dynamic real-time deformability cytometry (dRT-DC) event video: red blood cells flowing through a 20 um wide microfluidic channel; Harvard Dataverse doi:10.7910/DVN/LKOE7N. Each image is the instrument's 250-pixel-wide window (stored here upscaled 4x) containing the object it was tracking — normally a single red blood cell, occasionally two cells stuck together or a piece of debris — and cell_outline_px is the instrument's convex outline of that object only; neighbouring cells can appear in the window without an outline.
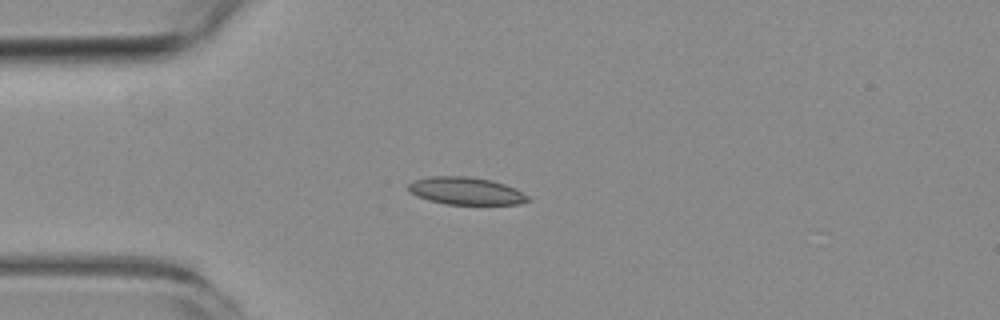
{"species": "common noctule bat (a hibernating species)", "species_latin": "Nyctalus noctula", "temperature_condition": "room temperature", "stored_images_in_passage": 8, "camera_frame_rate_fps": 3000, "um_per_image_px": 0.085, "animal": {"sex": "female", "body_mass_g": 19.3, "forearm_length_mm": 54.1}, "frame": {"image": 1, "passage_image": 3, "time_ms": 4.0, "image_size_px": [1000, 320], "cell_outline_px": [[532, 200], [520, 204], [444, 204], [428, 200], [416, 196], [408, 188], [408, 184], [412, 180], [432, 176], [468, 176], [492, 180], [516, 188], [528, 196]], "centroid_in_image_um": [39.61, 16.23], "position_along_channel_um": 45.4, "area_um2": 19.25}}
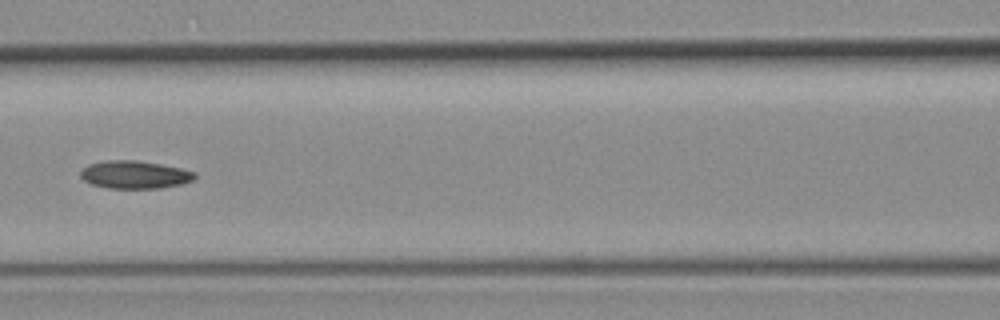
{"frame": {"image": 2, "passage_image": 6, "time_ms": 7.333, "image_size_px": [1000, 320], "cell_outline_px": [[196, 176], [192, 180], [180, 184], [160, 188], [108, 188], [92, 184], [84, 180], [80, 176], [80, 172], [88, 164], [104, 160], [136, 160], [160, 164], [180, 168], [196, 172]], "centroid_in_image_um": [11.43, 14.84], "position_along_channel_um": 155.2, "area_um2": 18.44}}
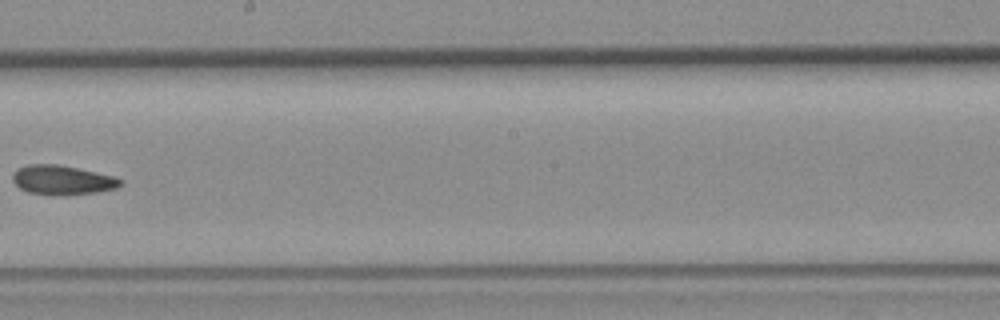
{"frame": {"image": 3, "passage_image": 8, "time_ms": 9.667, "image_size_px": [1000, 320], "cell_outline_px": [[124, 184], [116, 188], [96, 192], [60, 196], [52, 196], [28, 192], [20, 188], [12, 180], [12, 176], [16, 168], [28, 164], [56, 164], [116, 176], [124, 180]], "centroid_in_image_um": [5.31, 15.31], "position_along_channel_um": 242.9, "area_um2": 18.73}}